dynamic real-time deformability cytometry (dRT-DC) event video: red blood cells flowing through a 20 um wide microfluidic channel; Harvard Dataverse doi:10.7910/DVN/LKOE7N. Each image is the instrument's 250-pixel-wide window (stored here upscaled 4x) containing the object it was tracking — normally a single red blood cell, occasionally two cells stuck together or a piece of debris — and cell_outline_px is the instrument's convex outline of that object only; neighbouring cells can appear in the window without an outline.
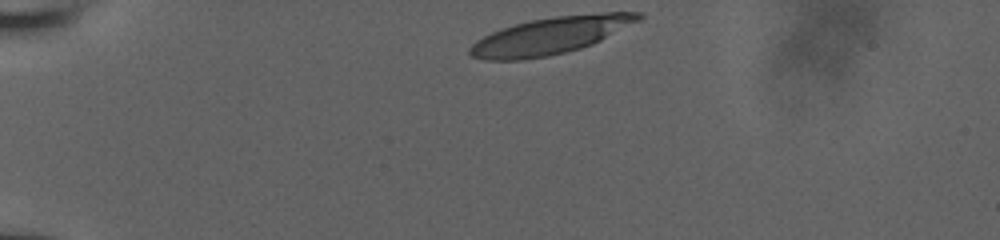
{"species": "human", "species_latin": "Homo sapiens", "temperature_condition": "room temperature", "stored_images_in_passage": 24, "camera_frame_rate_fps": 3000, "um_per_image_px": 0.085, "donor": {"sex": "male"}, "frame": {"image": 1, "passage_image": 1, "time_ms": 0.0, "image_size_px": [1000, 240], "cell_outline_px": [[644, 16], [640, 20], [592, 44], [580, 48], [548, 56], [520, 60], [484, 60], [472, 56], [468, 52], [468, 48], [476, 40], [492, 32], [528, 20], [556, 16], [604, 12], [644, 12]], "centroid_in_image_um": [46.79, 3.02], "position_along_channel_um": 38.2, "area_um2": 36.13}}
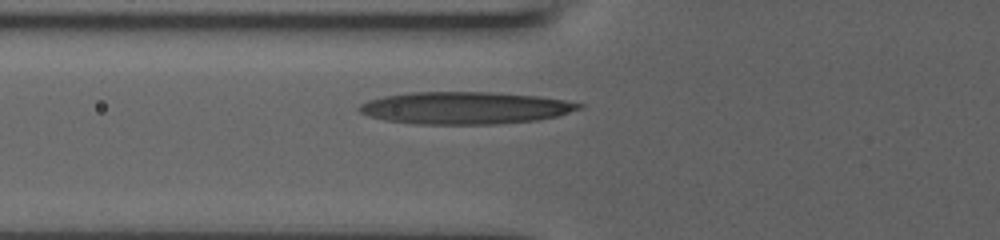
{"frame": {"image": 2, "passage_image": 17, "time_ms": 3.0, "image_size_px": [1000, 240], "cell_outline_px": [[584, 108], [556, 116], [536, 120], [496, 124], [416, 124], [384, 120], [368, 116], [360, 112], [356, 108], [360, 104], [368, 100], [384, 96], [408, 92], [492, 92], [540, 96], [564, 100], [584, 104]], "centroid_in_image_um": [39.52, 9.17], "position_along_channel_um": 86.3, "area_um2": 41.5}}
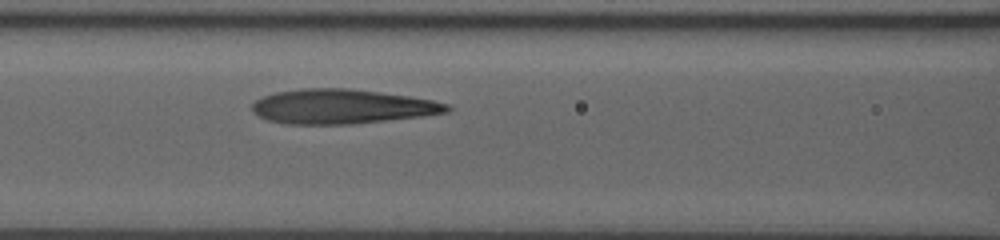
{"frame": {"image": 3, "passage_image": 24, "time_ms": 4.333, "image_size_px": [1000, 240], "cell_outline_px": [[452, 108], [448, 112], [424, 116], [352, 124], [284, 124], [268, 120], [256, 116], [252, 112], [252, 104], [256, 100], [264, 96], [276, 92], [304, 88], [348, 88], [408, 96], [432, 100], [448, 104]], "centroid_in_image_um": [29.04, 9.06], "position_along_channel_um": 137.6, "area_um2": 39.25}}